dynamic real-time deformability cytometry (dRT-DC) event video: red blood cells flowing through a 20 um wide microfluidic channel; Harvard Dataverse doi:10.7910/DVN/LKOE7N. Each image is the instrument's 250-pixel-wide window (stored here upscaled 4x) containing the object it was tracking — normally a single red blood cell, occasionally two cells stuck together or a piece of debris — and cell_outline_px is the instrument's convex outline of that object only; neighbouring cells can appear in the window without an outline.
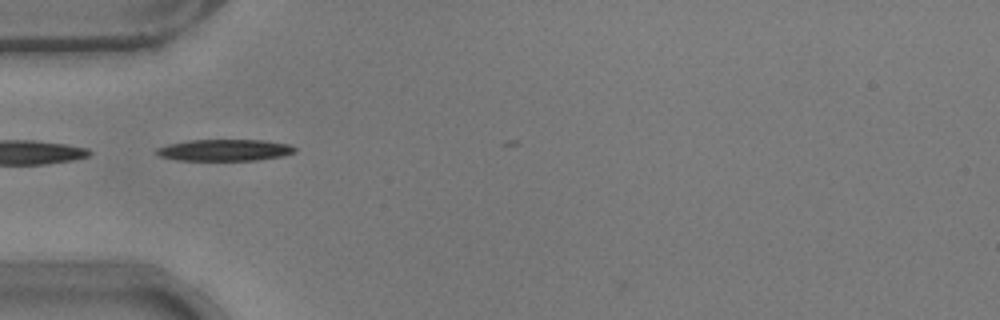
{"species": "common noctule bat (a hibernating species)", "species_latin": "Nyctalus noctula", "temperature_condition": "warm", "stored_images_in_passage": 2, "camera_frame_rate_fps": 3000, "um_per_image_px": 0.085, "animal": {"sex": "male", "body_mass_g": 17.9}, "frame": {"image": 1, "passage_image": 1, "time_ms": 0.0, "image_size_px": [1000, 320], "cell_outline_px": [[296, 152], [284, 156], [256, 160], [176, 160], [160, 156], [156, 152], [156, 148], [168, 144], [188, 140], [264, 140], [292, 144], [296, 148]], "centroid_in_image_um": [19.14, 12.75], "position_along_channel_um": 65.9, "area_um2": 17.51}}